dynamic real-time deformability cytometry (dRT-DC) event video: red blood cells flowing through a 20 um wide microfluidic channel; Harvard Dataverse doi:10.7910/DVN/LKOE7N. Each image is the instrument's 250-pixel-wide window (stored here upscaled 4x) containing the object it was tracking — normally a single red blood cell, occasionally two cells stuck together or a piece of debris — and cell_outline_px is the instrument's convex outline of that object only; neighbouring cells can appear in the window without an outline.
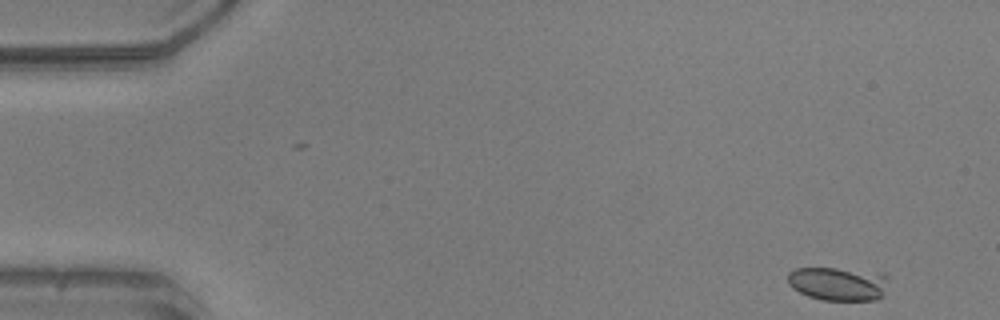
{"species": "common noctule bat (a hibernating species)", "species_latin": "Nyctalus noctula", "temperature_condition": "warm", "stored_images_in_passage": 9, "camera_frame_rate_fps": 3000, "um_per_image_px": 0.085, "animal": {"sex": "male", "body_mass_g": 20.5, "forearm_length_mm": 52.5}, "frame": {"image": 1, "passage_image": 1, "time_ms": 0.0, "image_size_px": [1000, 320], "cell_outline_px": [[888, 276], [884, 296], [876, 300], [820, 300], [808, 296], [792, 288], [788, 284], [788, 272], [796, 268], [836, 268], [884, 272]], "centroid_in_image_um": [71.28, 24.11], "position_along_channel_um": 13.7, "area_um2": 20.11}}